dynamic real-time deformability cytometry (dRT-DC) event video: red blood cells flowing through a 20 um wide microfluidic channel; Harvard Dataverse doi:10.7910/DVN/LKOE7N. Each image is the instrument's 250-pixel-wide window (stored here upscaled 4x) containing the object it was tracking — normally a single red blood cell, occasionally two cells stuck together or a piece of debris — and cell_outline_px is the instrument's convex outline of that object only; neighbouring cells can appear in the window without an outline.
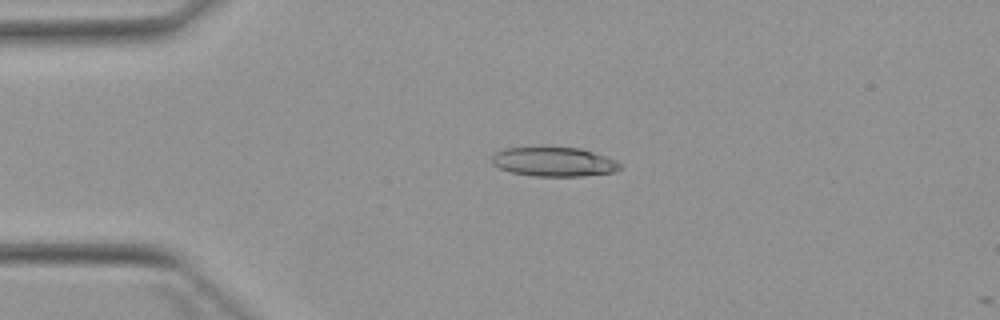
{"species": "Egyptian fruit bat (a non-hibernating species)", "species_latin": "Rousettus aegyptiacus", "temperature_condition": "warm", "stored_images_in_passage": 5, "camera_frame_rate_fps": 3000, "um_per_image_px": 0.085, "animal": {"sex": "female"}, "frame": {"image": 1, "passage_image": 3, "time_ms": 2.333, "image_size_px": [1000, 320], "cell_outline_px": [[624, 168], [612, 172], [580, 176], [532, 176], [512, 172], [500, 168], [492, 164], [492, 156], [496, 152], [504, 148], [540, 144], [580, 148], [616, 160], [624, 164]], "centroid_in_image_um": [47.06, 13.7], "position_along_channel_um": 37.9, "area_um2": 22.77}}
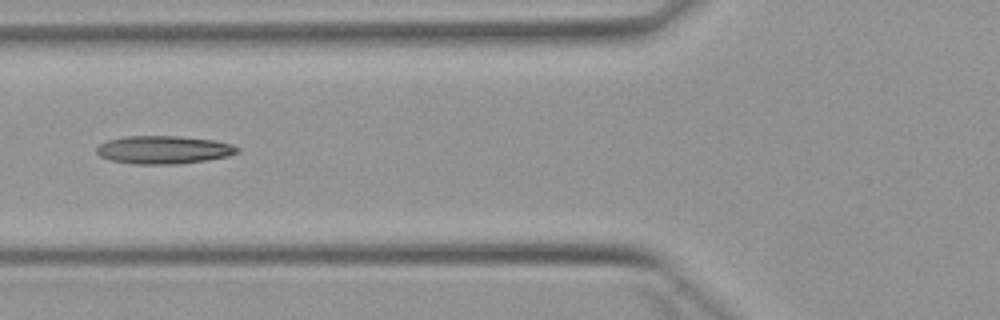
{"frame": {"image": 2, "passage_image": 5, "time_ms": 5.0, "image_size_px": [1000, 320], "cell_outline_px": [[240, 152], [228, 156], [204, 160], [176, 164], [132, 164], [108, 160], [100, 156], [96, 152], [96, 148], [100, 144], [108, 140], [124, 136], [180, 136], [212, 140], [232, 144], [240, 148]], "centroid_in_image_um": [13.89, 12.73], "position_along_channel_um": 111.9, "area_um2": 23.06}}